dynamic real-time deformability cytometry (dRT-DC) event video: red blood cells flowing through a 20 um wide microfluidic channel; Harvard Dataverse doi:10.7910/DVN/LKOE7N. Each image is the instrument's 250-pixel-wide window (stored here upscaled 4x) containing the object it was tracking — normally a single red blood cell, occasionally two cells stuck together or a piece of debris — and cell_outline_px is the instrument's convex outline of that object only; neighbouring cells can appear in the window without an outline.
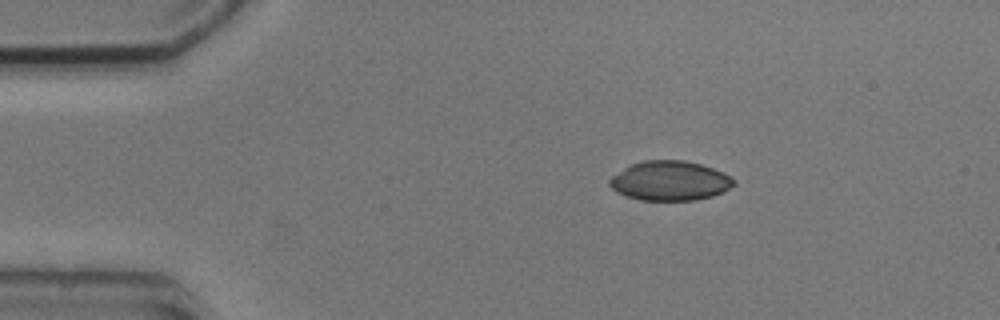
{"species": "common noctule bat (a hibernating species)", "species_latin": "Nyctalus noctula", "temperature_condition": "cold", "stored_images_in_passage": 4, "camera_frame_rate_fps": 3000, "um_per_image_px": 0.085, "animal": {"sex": "male", "body_mass_g": 20.5, "forearm_length_mm": 52.5}, "frame": {"image": 1, "passage_image": 2, "time_ms": 1.333, "image_size_px": [1000, 320], "cell_outline_px": [[736, 184], [724, 192], [712, 196], [696, 200], [640, 200], [616, 192], [608, 184], [608, 180], [612, 176], [628, 164], [644, 160], [684, 160], [700, 164], [724, 172], [736, 180]], "centroid_in_image_um": [56.94, 15.36], "position_along_channel_um": 28.1, "area_um2": 28.9}}